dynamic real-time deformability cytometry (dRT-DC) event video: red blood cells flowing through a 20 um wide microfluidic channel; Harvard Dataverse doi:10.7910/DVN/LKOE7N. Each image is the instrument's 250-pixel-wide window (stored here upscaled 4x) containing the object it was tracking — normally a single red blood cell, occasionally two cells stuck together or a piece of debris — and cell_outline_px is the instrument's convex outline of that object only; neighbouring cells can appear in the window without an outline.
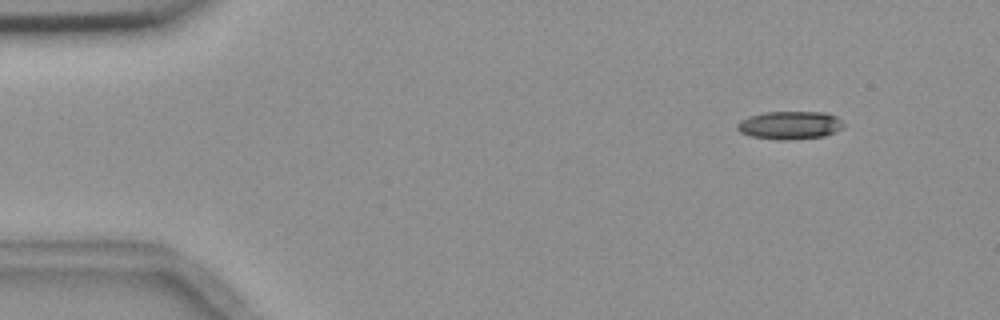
{"species": "common noctule bat (a hibernating species)", "species_latin": "Nyctalus noctula", "temperature_condition": "room temperature", "stored_images_in_passage": 5, "camera_frame_rate_fps": 3000, "um_per_image_px": 0.085, "animal": {"sex": "female", "body_mass_g": 18.4}, "frame": {"image": 1, "passage_image": 1, "time_ms": 0.0, "image_size_px": [1000, 320], "cell_outline_px": [[844, 128], [836, 132], [824, 136], [788, 140], [784, 140], [752, 136], [740, 132], [736, 128], [736, 124], [740, 120], [748, 116], [764, 112], [828, 112], [836, 116], [844, 124]], "centroid_in_image_um": [67.15, 10.63], "position_along_channel_um": 17.8, "area_um2": 17.51}}
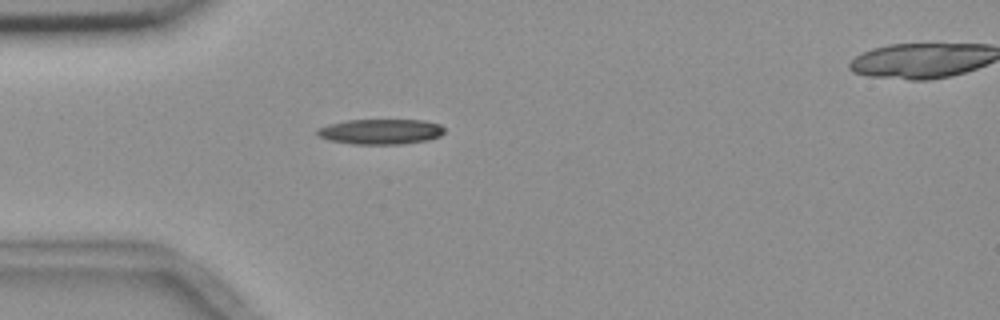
{"frame": {"image": 2, "passage_image": 4, "time_ms": 3.333, "image_size_px": [1000, 320], "cell_outline_px": [[444, 132], [440, 136], [428, 140], [400, 144], [356, 144], [332, 140], [320, 136], [316, 132], [320, 128], [328, 124], [348, 120], [424, 120], [440, 124], [444, 128]], "centroid_in_image_um": [32.42, 11.18], "position_along_channel_um": 52.6, "area_um2": 18.5}}